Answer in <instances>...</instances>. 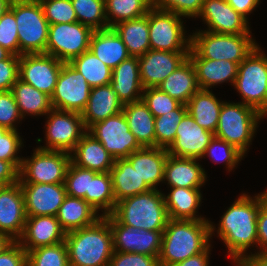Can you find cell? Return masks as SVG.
Listing matches in <instances>:
<instances>
[{"label":"cell","instance_id":"1","mask_svg":"<svg viewBox=\"0 0 267 266\" xmlns=\"http://www.w3.org/2000/svg\"><path fill=\"white\" fill-rule=\"evenodd\" d=\"M267 197V190L255 197L240 195L222 215L217 230L225 243L229 257L238 265L250 246L258 245L257 216L260 203ZM254 244V245H253Z\"/></svg>","mask_w":267,"mask_h":266},{"label":"cell","instance_id":"2","mask_svg":"<svg viewBox=\"0 0 267 266\" xmlns=\"http://www.w3.org/2000/svg\"><path fill=\"white\" fill-rule=\"evenodd\" d=\"M214 230L208 219H169L162 235L159 265H172L204 252L211 245Z\"/></svg>","mask_w":267,"mask_h":266},{"label":"cell","instance_id":"3","mask_svg":"<svg viewBox=\"0 0 267 266\" xmlns=\"http://www.w3.org/2000/svg\"><path fill=\"white\" fill-rule=\"evenodd\" d=\"M65 242L69 266H109L114 248L108 216L66 233Z\"/></svg>","mask_w":267,"mask_h":266},{"label":"cell","instance_id":"4","mask_svg":"<svg viewBox=\"0 0 267 266\" xmlns=\"http://www.w3.org/2000/svg\"><path fill=\"white\" fill-rule=\"evenodd\" d=\"M111 216L119 224L149 231H164L169 220L163 193L158 189L116 202Z\"/></svg>","mask_w":267,"mask_h":266},{"label":"cell","instance_id":"5","mask_svg":"<svg viewBox=\"0 0 267 266\" xmlns=\"http://www.w3.org/2000/svg\"><path fill=\"white\" fill-rule=\"evenodd\" d=\"M189 36V58L229 60L240 64L257 46L251 34L236 35L199 30Z\"/></svg>","mask_w":267,"mask_h":266},{"label":"cell","instance_id":"6","mask_svg":"<svg viewBox=\"0 0 267 266\" xmlns=\"http://www.w3.org/2000/svg\"><path fill=\"white\" fill-rule=\"evenodd\" d=\"M19 42V56L46 54L49 23L38 0H11Z\"/></svg>","mask_w":267,"mask_h":266},{"label":"cell","instance_id":"7","mask_svg":"<svg viewBox=\"0 0 267 266\" xmlns=\"http://www.w3.org/2000/svg\"><path fill=\"white\" fill-rule=\"evenodd\" d=\"M262 114L242 102H223L215 137L225 140L244 155L262 119Z\"/></svg>","mask_w":267,"mask_h":266},{"label":"cell","instance_id":"8","mask_svg":"<svg viewBox=\"0 0 267 266\" xmlns=\"http://www.w3.org/2000/svg\"><path fill=\"white\" fill-rule=\"evenodd\" d=\"M234 87L243 104L261 114L267 109V56L259 45L239 64Z\"/></svg>","mask_w":267,"mask_h":266},{"label":"cell","instance_id":"9","mask_svg":"<svg viewBox=\"0 0 267 266\" xmlns=\"http://www.w3.org/2000/svg\"><path fill=\"white\" fill-rule=\"evenodd\" d=\"M70 164V153L37 148L32 157L22 159L19 183H64Z\"/></svg>","mask_w":267,"mask_h":266},{"label":"cell","instance_id":"10","mask_svg":"<svg viewBox=\"0 0 267 266\" xmlns=\"http://www.w3.org/2000/svg\"><path fill=\"white\" fill-rule=\"evenodd\" d=\"M180 17L182 16L155 7L149 10L148 25L151 49L170 52L190 51L191 39L185 36V27Z\"/></svg>","mask_w":267,"mask_h":266},{"label":"cell","instance_id":"11","mask_svg":"<svg viewBox=\"0 0 267 266\" xmlns=\"http://www.w3.org/2000/svg\"><path fill=\"white\" fill-rule=\"evenodd\" d=\"M94 31L81 23H60L49 25L46 54L69 63L73 58L89 50Z\"/></svg>","mask_w":267,"mask_h":266},{"label":"cell","instance_id":"12","mask_svg":"<svg viewBox=\"0 0 267 266\" xmlns=\"http://www.w3.org/2000/svg\"><path fill=\"white\" fill-rule=\"evenodd\" d=\"M87 132L99 140L103 147L116 159L127 158L142 148L130 132L123 111L91 125Z\"/></svg>","mask_w":267,"mask_h":266},{"label":"cell","instance_id":"13","mask_svg":"<svg viewBox=\"0 0 267 266\" xmlns=\"http://www.w3.org/2000/svg\"><path fill=\"white\" fill-rule=\"evenodd\" d=\"M46 121V145L38 148L72 153L87 132L82 115L77 112L52 109Z\"/></svg>","mask_w":267,"mask_h":266},{"label":"cell","instance_id":"14","mask_svg":"<svg viewBox=\"0 0 267 266\" xmlns=\"http://www.w3.org/2000/svg\"><path fill=\"white\" fill-rule=\"evenodd\" d=\"M92 87L70 63H63L51 96L53 109L82 113Z\"/></svg>","mask_w":267,"mask_h":266},{"label":"cell","instance_id":"15","mask_svg":"<svg viewBox=\"0 0 267 266\" xmlns=\"http://www.w3.org/2000/svg\"><path fill=\"white\" fill-rule=\"evenodd\" d=\"M63 63L45 53L21 55L18 78L51 97Z\"/></svg>","mask_w":267,"mask_h":266},{"label":"cell","instance_id":"16","mask_svg":"<svg viewBox=\"0 0 267 266\" xmlns=\"http://www.w3.org/2000/svg\"><path fill=\"white\" fill-rule=\"evenodd\" d=\"M214 133L200 127L187 112L178 124L175 141L167 149L175 157L201 159Z\"/></svg>","mask_w":267,"mask_h":266},{"label":"cell","instance_id":"17","mask_svg":"<svg viewBox=\"0 0 267 266\" xmlns=\"http://www.w3.org/2000/svg\"><path fill=\"white\" fill-rule=\"evenodd\" d=\"M26 216H56L67 192L64 183H20Z\"/></svg>","mask_w":267,"mask_h":266},{"label":"cell","instance_id":"18","mask_svg":"<svg viewBox=\"0 0 267 266\" xmlns=\"http://www.w3.org/2000/svg\"><path fill=\"white\" fill-rule=\"evenodd\" d=\"M189 52L148 50L138 57L143 88H156L188 58Z\"/></svg>","mask_w":267,"mask_h":266},{"label":"cell","instance_id":"19","mask_svg":"<svg viewBox=\"0 0 267 266\" xmlns=\"http://www.w3.org/2000/svg\"><path fill=\"white\" fill-rule=\"evenodd\" d=\"M206 31L224 34H250L248 19L236 12L226 0H204L200 13Z\"/></svg>","mask_w":267,"mask_h":266},{"label":"cell","instance_id":"20","mask_svg":"<svg viewBox=\"0 0 267 266\" xmlns=\"http://www.w3.org/2000/svg\"><path fill=\"white\" fill-rule=\"evenodd\" d=\"M26 212L19 181L0 190V232L17 241L23 234Z\"/></svg>","mask_w":267,"mask_h":266},{"label":"cell","instance_id":"21","mask_svg":"<svg viewBox=\"0 0 267 266\" xmlns=\"http://www.w3.org/2000/svg\"><path fill=\"white\" fill-rule=\"evenodd\" d=\"M66 232L56 216H27L22 236L17 240L26 252L40 246L65 241Z\"/></svg>","mask_w":267,"mask_h":266},{"label":"cell","instance_id":"22","mask_svg":"<svg viewBox=\"0 0 267 266\" xmlns=\"http://www.w3.org/2000/svg\"><path fill=\"white\" fill-rule=\"evenodd\" d=\"M168 151L160 147H142L131 153L126 159L132 164L141 179L151 188L164 181V172Z\"/></svg>","mask_w":267,"mask_h":266},{"label":"cell","instance_id":"23","mask_svg":"<svg viewBox=\"0 0 267 266\" xmlns=\"http://www.w3.org/2000/svg\"><path fill=\"white\" fill-rule=\"evenodd\" d=\"M72 152L71 162L78 167L105 173L114 166L115 159L112 155L88 132L82 136Z\"/></svg>","mask_w":267,"mask_h":266},{"label":"cell","instance_id":"24","mask_svg":"<svg viewBox=\"0 0 267 266\" xmlns=\"http://www.w3.org/2000/svg\"><path fill=\"white\" fill-rule=\"evenodd\" d=\"M110 85L123 105L141 100L144 88L140 80L138 57L130 56L115 67Z\"/></svg>","mask_w":267,"mask_h":266},{"label":"cell","instance_id":"25","mask_svg":"<svg viewBox=\"0 0 267 266\" xmlns=\"http://www.w3.org/2000/svg\"><path fill=\"white\" fill-rule=\"evenodd\" d=\"M197 160L168 155L164 181H168L170 187L200 188L207 181V175Z\"/></svg>","mask_w":267,"mask_h":266},{"label":"cell","instance_id":"26","mask_svg":"<svg viewBox=\"0 0 267 266\" xmlns=\"http://www.w3.org/2000/svg\"><path fill=\"white\" fill-rule=\"evenodd\" d=\"M123 106L110 84L93 87L86 108L81 113L86 129L122 112Z\"/></svg>","mask_w":267,"mask_h":266},{"label":"cell","instance_id":"27","mask_svg":"<svg viewBox=\"0 0 267 266\" xmlns=\"http://www.w3.org/2000/svg\"><path fill=\"white\" fill-rule=\"evenodd\" d=\"M89 50L112 70L130 57L125 44L110 27L92 33Z\"/></svg>","mask_w":267,"mask_h":266},{"label":"cell","instance_id":"28","mask_svg":"<svg viewBox=\"0 0 267 266\" xmlns=\"http://www.w3.org/2000/svg\"><path fill=\"white\" fill-rule=\"evenodd\" d=\"M196 69L197 84L201 90H209L212 86L230 82L235 84L239 64L229 60H211L206 58H190Z\"/></svg>","mask_w":267,"mask_h":266},{"label":"cell","instance_id":"29","mask_svg":"<svg viewBox=\"0 0 267 266\" xmlns=\"http://www.w3.org/2000/svg\"><path fill=\"white\" fill-rule=\"evenodd\" d=\"M158 88L186 105L199 90L196 69L190 58L188 57L174 72L165 78Z\"/></svg>","mask_w":267,"mask_h":266},{"label":"cell","instance_id":"30","mask_svg":"<svg viewBox=\"0 0 267 266\" xmlns=\"http://www.w3.org/2000/svg\"><path fill=\"white\" fill-rule=\"evenodd\" d=\"M123 114L130 132L142 147H156L155 117L143 100L131 102L123 106Z\"/></svg>","mask_w":267,"mask_h":266},{"label":"cell","instance_id":"31","mask_svg":"<svg viewBox=\"0 0 267 266\" xmlns=\"http://www.w3.org/2000/svg\"><path fill=\"white\" fill-rule=\"evenodd\" d=\"M101 217L83 198L68 195L65 197L56 215L61 228L66 233L90 226Z\"/></svg>","mask_w":267,"mask_h":266},{"label":"cell","instance_id":"32","mask_svg":"<svg viewBox=\"0 0 267 266\" xmlns=\"http://www.w3.org/2000/svg\"><path fill=\"white\" fill-rule=\"evenodd\" d=\"M116 202L152 190L126 159H116L109 171Z\"/></svg>","mask_w":267,"mask_h":266},{"label":"cell","instance_id":"33","mask_svg":"<svg viewBox=\"0 0 267 266\" xmlns=\"http://www.w3.org/2000/svg\"><path fill=\"white\" fill-rule=\"evenodd\" d=\"M170 188L167 196L163 194L169 219L206 220L196 215L202 200L200 188Z\"/></svg>","mask_w":267,"mask_h":266},{"label":"cell","instance_id":"34","mask_svg":"<svg viewBox=\"0 0 267 266\" xmlns=\"http://www.w3.org/2000/svg\"><path fill=\"white\" fill-rule=\"evenodd\" d=\"M223 102L212 91L199 89L187 102V112L200 127L215 133Z\"/></svg>","mask_w":267,"mask_h":266},{"label":"cell","instance_id":"35","mask_svg":"<svg viewBox=\"0 0 267 266\" xmlns=\"http://www.w3.org/2000/svg\"><path fill=\"white\" fill-rule=\"evenodd\" d=\"M132 57H140L150 50L148 13L145 16L123 21L112 27Z\"/></svg>","mask_w":267,"mask_h":266},{"label":"cell","instance_id":"36","mask_svg":"<svg viewBox=\"0 0 267 266\" xmlns=\"http://www.w3.org/2000/svg\"><path fill=\"white\" fill-rule=\"evenodd\" d=\"M11 92L22 118L26 114L31 116L46 115L53 109L50 96L19 78L12 86Z\"/></svg>","mask_w":267,"mask_h":266},{"label":"cell","instance_id":"37","mask_svg":"<svg viewBox=\"0 0 267 266\" xmlns=\"http://www.w3.org/2000/svg\"><path fill=\"white\" fill-rule=\"evenodd\" d=\"M97 212L103 210L101 216L111 215L116 206L112 179L109 172L98 173L90 170L89 193L83 198Z\"/></svg>","mask_w":267,"mask_h":266},{"label":"cell","instance_id":"38","mask_svg":"<svg viewBox=\"0 0 267 266\" xmlns=\"http://www.w3.org/2000/svg\"><path fill=\"white\" fill-rule=\"evenodd\" d=\"M87 80L93 88L110 84L112 69L95 56L90 50L69 62Z\"/></svg>","mask_w":267,"mask_h":266},{"label":"cell","instance_id":"39","mask_svg":"<svg viewBox=\"0 0 267 266\" xmlns=\"http://www.w3.org/2000/svg\"><path fill=\"white\" fill-rule=\"evenodd\" d=\"M108 28L120 22L145 16L153 7V0H104ZM113 20V21H112Z\"/></svg>","mask_w":267,"mask_h":266},{"label":"cell","instance_id":"40","mask_svg":"<svg viewBox=\"0 0 267 266\" xmlns=\"http://www.w3.org/2000/svg\"><path fill=\"white\" fill-rule=\"evenodd\" d=\"M77 21L93 31L108 28L104 0H71Z\"/></svg>","mask_w":267,"mask_h":266},{"label":"cell","instance_id":"41","mask_svg":"<svg viewBox=\"0 0 267 266\" xmlns=\"http://www.w3.org/2000/svg\"><path fill=\"white\" fill-rule=\"evenodd\" d=\"M186 113L187 106L181 104L177 109L162 116L155 117L156 147L168 149L171 146L175 141L178 124Z\"/></svg>","mask_w":267,"mask_h":266},{"label":"cell","instance_id":"42","mask_svg":"<svg viewBox=\"0 0 267 266\" xmlns=\"http://www.w3.org/2000/svg\"><path fill=\"white\" fill-rule=\"evenodd\" d=\"M27 266H69L66 242L40 246L28 251Z\"/></svg>","mask_w":267,"mask_h":266},{"label":"cell","instance_id":"43","mask_svg":"<svg viewBox=\"0 0 267 266\" xmlns=\"http://www.w3.org/2000/svg\"><path fill=\"white\" fill-rule=\"evenodd\" d=\"M205 155H208L213 162H225L228 171H231L234 167H236V165H238L237 163H239V161L243 159L242 157H244V154L236 147L215 136L207 146L204 156Z\"/></svg>","mask_w":267,"mask_h":266},{"label":"cell","instance_id":"44","mask_svg":"<svg viewBox=\"0 0 267 266\" xmlns=\"http://www.w3.org/2000/svg\"><path fill=\"white\" fill-rule=\"evenodd\" d=\"M142 100L154 117H159L173 111L182 104L167 93L162 92L158 87L144 88Z\"/></svg>","mask_w":267,"mask_h":266},{"label":"cell","instance_id":"45","mask_svg":"<svg viewBox=\"0 0 267 266\" xmlns=\"http://www.w3.org/2000/svg\"><path fill=\"white\" fill-rule=\"evenodd\" d=\"M49 25L77 22L71 0H38Z\"/></svg>","mask_w":267,"mask_h":266},{"label":"cell","instance_id":"46","mask_svg":"<svg viewBox=\"0 0 267 266\" xmlns=\"http://www.w3.org/2000/svg\"><path fill=\"white\" fill-rule=\"evenodd\" d=\"M64 185L68 196L84 198L85 194L89 193L90 170L78 167L71 162Z\"/></svg>","mask_w":267,"mask_h":266},{"label":"cell","instance_id":"47","mask_svg":"<svg viewBox=\"0 0 267 266\" xmlns=\"http://www.w3.org/2000/svg\"><path fill=\"white\" fill-rule=\"evenodd\" d=\"M108 222L112 231L114 251L135 253L138 229L130 225L119 224L111 215H108Z\"/></svg>","mask_w":267,"mask_h":266},{"label":"cell","instance_id":"48","mask_svg":"<svg viewBox=\"0 0 267 266\" xmlns=\"http://www.w3.org/2000/svg\"><path fill=\"white\" fill-rule=\"evenodd\" d=\"M0 45L11 55L19 56L16 19L9 8L0 17Z\"/></svg>","mask_w":267,"mask_h":266},{"label":"cell","instance_id":"49","mask_svg":"<svg viewBox=\"0 0 267 266\" xmlns=\"http://www.w3.org/2000/svg\"><path fill=\"white\" fill-rule=\"evenodd\" d=\"M204 0H153V7L183 17H198Z\"/></svg>","mask_w":267,"mask_h":266},{"label":"cell","instance_id":"50","mask_svg":"<svg viewBox=\"0 0 267 266\" xmlns=\"http://www.w3.org/2000/svg\"><path fill=\"white\" fill-rule=\"evenodd\" d=\"M163 231H149L138 229L136 231L135 253L159 257L161 252Z\"/></svg>","mask_w":267,"mask_h":266},{"label":"cell","instance_id":"51","mask_svg":"<svg viewBox=\"0 0 267 266\" xmlns=\"http://www.w3.org/2000/svg\"><path fill=\"white\" fill-rule=\"evenodd\" d=\"M19 119L23 120L11 90L0 91V126L17 131L14 124Z\"/></svg>","mask_w":267,"mask_h":266},{"label":"cell","instance_id":"52","mask_svg":"<svg viewBox=\"0 0 267 266\" xmlns=\"http://www.w3.org/2000/svg\"><path fill=\"white\" fill-rule=\"evenodd\" d=\"M16 130H9L0 138V159L12 162L18 169L21 167L22 158L18 157L19 149L22 148V139ZM18 152V153H17Z\"/></svg>","mask_w":267,"mask_h":266},{"label":"cell","instance_id":"53","mask_svg":"<svg viewBox=\"0 0 267 266\" xmlns=\"http://www.w3.org/2000/svg\"><path fill=\"white\" fill-rule=\"evenodd\" d=\"M109 266H160L158 257L114 251Z\"/></svg>","mask_w":267,"mask_h":266},{"label":"cell","instance_id":"54","mask_svg":"<svg viewBox=\"0 0 267 266\" xmlns=\"http://www.w3.org/2000/svg\"><path fill=\"white\" fill-rule=\"evenodd\" d=\"M20 56L9 55L0 61V91L11 90L16 83L19 73Z\"/></svg>","mask_w":267,"mask_h":266},{"label":"cell","instance_id":"55","mask_svg":"<svg viewBox=\"0 0 267 266\" xmlns=\"http://www.w3.org/2000/svg\"><path fill=\"white\" fill-rule=\"evenodd\" d=\"M0 266H27V252L18 241L0 254Z\"/></svg>","mask_w":267,"mask_h":266},{"label":"cell","instance_id":"56","mask_svg":"<svg viewBox=\"0 0 267 266\" xmlns=\"http://www.w3.org/2000/svg\"><path fill=\"white\" fill-rule=\"evenodd\" d=\"M258 254L267 255V197L260 203L257 216Z\"/></svg>","mask_w":267,"mask_h":266},{"label":"cell","instance_id":"57","mask_svg":"<svg viewBox=\"0 0 267 266\" xmlns=\"http://www.w3.org/2000/svg\"><path fill=\"white\" fill-rule=\"evenodd\" d=\"M19 181V169L12 163L0 159V183L3 186Z\"/></svg>","mask_w":267,"mask_h":266},{"label":"cell","instance_id":"58","mask_svg":"<svg viewBox=\"0 0 267 266\" xmlns=\"http://www.w3.org/2000/svg\"><path fill=\"white\" fill-rule=\"evenodd\" d=\"M228 4L246 19L253 10L259 5L260 0H226Z\"/></svg>","mask_w":267,"mask_h":266},{"label":"cell","instance_id":"59","mask_svg":"<svg viewBox=\"0 0 267 266\" xmlns=\"http://www.w3.org/2000/svg\"><path fill=\"white\" fill-rule=\"evenodd\" d=\"M209 246L204 252L198 253L196 255L190 256L189 258L185 259L184 261L167 265V266H208L209 264Z\"/></svg>","mask_w":267,"mask_h":266},{"label":"cell","instance_id":"60","mask_svg":"<svg viewBox=\"0 0 267 266\" xmlns=\"http://www.w3.org/2000/svg\"><path fill=\"white\" fill-rule=\"evenodd\" d=\"M246 257L237 266H267V255L245 254Z\"/></svg>","mask_w":267,"mask_h":266},{"label":"cell","instance_id":"61","mask_svg":"<svg viewBox=\"0 0 267 266\" xmlns=\"http://www.w3.org/2000/svg\"><path fill=\"white\" fill-rule=\"evenodd\" d=\"M14 240L7 234L0 232V254L7 249Z\"/></svg>","mask_w":267,"mask_h":266},{"label":"cell","instance_id":"62","mask_svg":"<svg viewBox=\"0 0 267 266\" xmlns=\"http://www.w3.org/2000/svg\"><path fill=\"white\" fill-rule=\"evenodd\" d=\"M11 0H0V17L9 8Z\"/></svg>","mask_w":267,"mask_h":266},{"label":"cell","instance_id":"63","mask_svg":"<svg viewBox=\"0 0 267 266\" xmlns=\"http://www.w3.org/2000/svg\"><path fill=\"white\" fill-rule=\"evenodd\" d=\"M10 53L0 45V61L5 60Z\"/></svg>","mask_w":267,"mask_h":266},{"label":"cell","instance_id":"64","mask_svg":"<svg viewBox=\"0 0 267 266\" xmlns=\"http://www.w3.org/2000/svg\"><path fill=\"white\" fill-rule=\"evenodd\" d=\"M10 129L0 126V138H2Z\"/></svg>","mask_w":267,"mask_h":266},{"label":"cell","instance_id":"65","mask_svg":"<svg viewBox=\"0 0 267 266\" xmlns=\"http://www.w3.org/2000/svg\"><path fill=\"white\" fill-rule=\"evenodd\" d=\"M267 115V109L262 113V117L264 118Z\"/></svg>","mask_w":267,"mask_h":266}]
</instances>
